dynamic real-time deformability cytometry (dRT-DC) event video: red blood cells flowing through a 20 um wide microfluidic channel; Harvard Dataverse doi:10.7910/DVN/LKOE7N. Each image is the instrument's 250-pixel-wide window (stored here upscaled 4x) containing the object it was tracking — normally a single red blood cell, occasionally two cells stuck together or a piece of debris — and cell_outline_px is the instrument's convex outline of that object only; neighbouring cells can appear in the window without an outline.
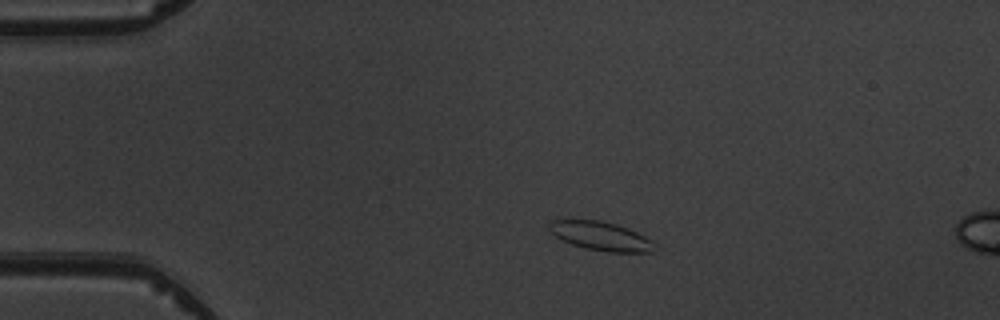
{"species": "common noctule bat (a hibernating species)", "species_latin": "Nyctalus noctula", "temperature_condition": "warm", "stored_images_in_passage": 4, "camera_frame_rate_fps": 3000, "um_per_image_px": 0.085, "animal": {"sex": "male", "body_mass_g": 19.5, "forearm_length_mm": 54.6}, "frame": {"image": 1, "passage_image": 2, "time_ms": 2.0, "image_size_px": [1000, 320], "cell_outline_px": [[652, 252], [608, 252], [584, 248], [572, 244], [548, 232], [548, 224], [552, 220], [564, 216], [600, 220], [616, 224], [636, 232], [652, 240]], "centroid_in_image_um": [50.92, 20.0], "position_along_channel_um": 34.1, "area_um2": 18.15}}